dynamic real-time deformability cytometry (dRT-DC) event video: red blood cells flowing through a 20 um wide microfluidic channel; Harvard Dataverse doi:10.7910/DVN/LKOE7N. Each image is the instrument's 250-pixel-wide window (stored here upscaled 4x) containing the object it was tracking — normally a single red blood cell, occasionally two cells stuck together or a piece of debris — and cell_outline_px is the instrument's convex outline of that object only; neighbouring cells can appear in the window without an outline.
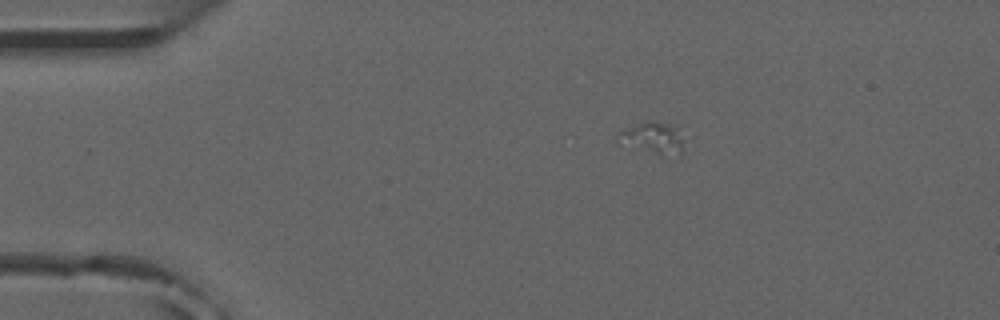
{"species": "common noctule bat (a hibernating species)", "species_latin": "Nyctalus noctula", "temperature_condition": "room temperature", "stored_images_in_passage": 2, "camera_frame_rate_fps": 3000, "um_per_image_px": 0.085, "animal": {"sex": "male", "forearm_length_mm": 52.5}, "frame": {"image": 1, "passage_image": 1, "time_ms": 0.0, "image_size_px": [1000, 320], "cell_outline_px": [[684, 152], [660, 156], [620, 144], [616, 140], [620, 132], [624, 128], [648, 120], [656, 120], [676, 124]], "centroid_in_image_um": [55.46, 11.71], "position_along_channel_um": 29.5, "area_um2": 12.43}}